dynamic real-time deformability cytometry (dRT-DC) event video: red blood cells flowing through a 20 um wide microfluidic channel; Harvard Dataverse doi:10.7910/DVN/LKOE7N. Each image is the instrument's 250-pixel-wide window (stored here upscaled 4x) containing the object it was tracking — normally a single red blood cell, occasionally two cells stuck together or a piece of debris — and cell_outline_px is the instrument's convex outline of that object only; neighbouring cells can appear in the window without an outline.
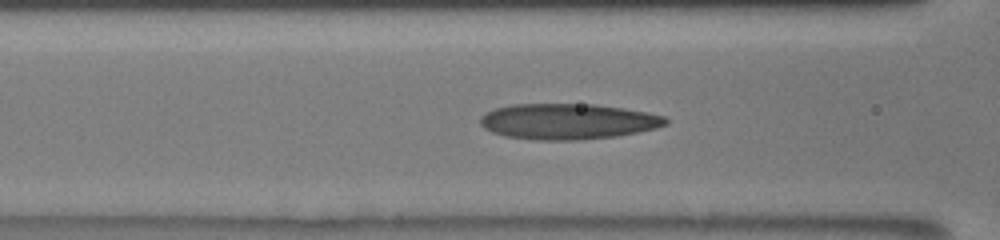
{"species": "human", "species_latin": "Homo sapiens", "temperature_condition": "room temperature", "stored_images_in_passage": 43, "camera_frame_rate_fps": 3000, "um_per_image_px": 0.085, "donor": {"sex": "male"}, "frame": {"image": 1, "passage_image": 9, "time_ms": 1.667, "image_size_px": [1000, 240], "cell_outline_px": [[668, 124], [656, 128], [616, 136], [576, 140], [536, 140], [504, 136], [492, 132], [484, 128], [480, 124], [480, 116], [496, 108], [512, 104], [592, 104], [624, 108], [664, 116], [668, 120]], "centroid_in_image_um": [48.24, 10.32], "position_along_channel_um": 118.4, "area_um2": 38.49}}
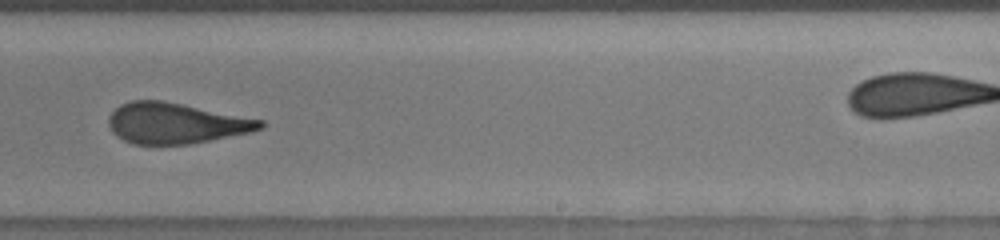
{"frame": {"image": 2, "passage_image": 30, "time_ms": 5.667, "image_size_px": [1000, 240], "cell_outline_px": [[264, 124], [260, 128], [252, 132], [188, 144], [136, 144], [124, 140], [116, 136], [112, 132], [108, 124], [108, 120], [112, 112], [120, 104], [132, 100], [164, 100], [264, 120]], "centroid_in_image_um": [14.92, 10.46], "position_along_channel_um": 274.1, "area_um2": 35.89}}
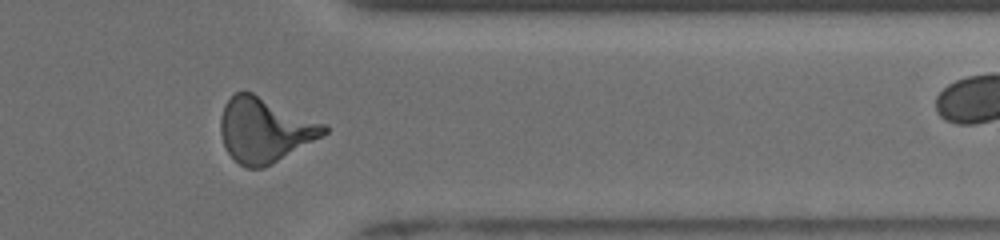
{"frame": {"image": 3, "passage_image": 39, "time_ms": 8.667, "image_size_px": [1000, 240], "cell_outline_px": [[328, 132], [272, 164], [264, 168], [248, 168], [240, 164], [228, 152], [224, 144], [220, 132], [220, 116], [224, 104], [236, 92], [252, 92], [328, 124]], "centroid_in_image_um": [22.51, 11.03], "position_along_channel_um": 388.9, "area_um2": 38.84}}